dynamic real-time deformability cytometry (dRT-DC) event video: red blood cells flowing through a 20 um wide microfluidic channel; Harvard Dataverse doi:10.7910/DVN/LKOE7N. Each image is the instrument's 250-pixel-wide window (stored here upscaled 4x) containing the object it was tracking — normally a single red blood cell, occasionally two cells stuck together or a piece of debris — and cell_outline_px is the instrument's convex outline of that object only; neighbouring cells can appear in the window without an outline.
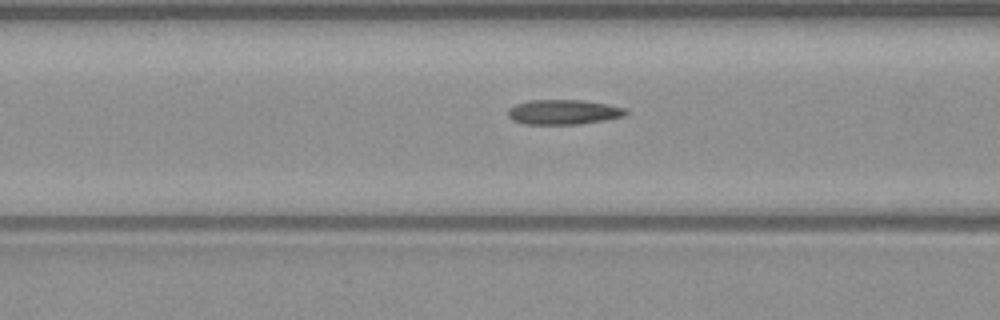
{"species": "common noctule bat (a hibernating species)", "species_latin": "Nyctalus noctula", "temperature_condition": "warm", "stored_images_in_passage": 41, "camera_frame_rate_fps": 3000, "um_per_image_px": 0.085, "animal": {"sex": "male", "body_mass_g": 23.1, "forearm_length_mm": 52.7}, "frame": {"image": 1, "passage_image": 10, "time_ms": 3.0, "image_size_px": [1000, 320], "cell_outline_px": [[628, 116], [580, 124], [524, 124], [512, 120], [508, 116], [508, 108], [516, 104], [528, 100], [584, 100], [608, 104], [628, 108]], "centroid_in_image_um": [47.94, 9.52], "position_along_channel_um": 118.7, "area_um2": 17.34}}
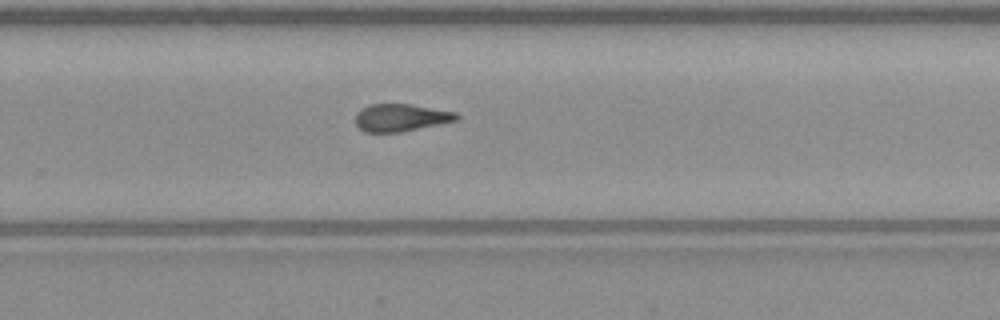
{"frame": {"image": 2, "passage_image": 23, "time_ms": 7.333, "image_size_px": [1000, 320], "cell_outline_px": [[460, 120], [400, 132], [364, 132], [356, 124], [356, 112], [360, 108], [372, 104], [412, 104], [456, 112], [460, 116]], "centroid_in_image_um": [34.09, 9.99], "position_along_channel_um": 295.7, "area_um2": 16.3}}
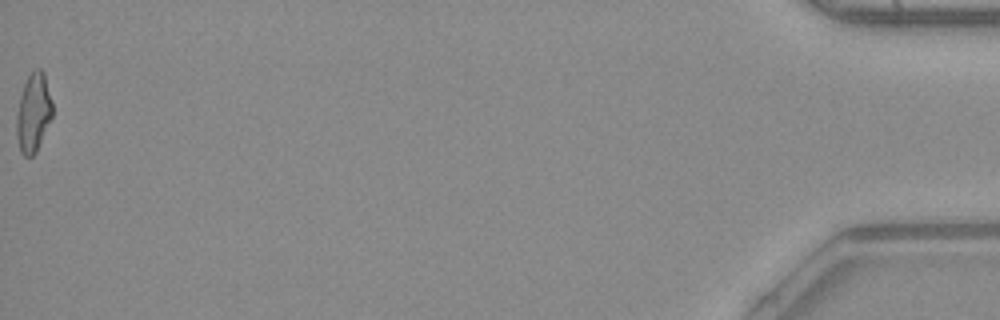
{"frame": {"image": 3, "passage_image": 41, "time_ms": 13.333, "image_size_px": [1000, 320], "cell_outline_px": [[52, 116], [36, 152], [32, 156], [24, 156], [20, 152], [16, 132], [16, 116], [20, 96], [24, 84], [28, 76], [36, 68], [40, 68], [44, 72], [52, 100]], "centroid_in_image_um": [2.83, 9.57], "position_along_channel_um": 432.4, "area_um2": 16.42}, "authors_computed_cell_mechanics": {"area_um2": 16.8198, "velocity_mm_per_s": 4.0963, "shape_relaxation_time_tau1_ms": null, "shape_relaxation_time_tau2_ms": 3.8361, "deformation_change_tau1": null, "deformation_change_tau2": 0.1289}}